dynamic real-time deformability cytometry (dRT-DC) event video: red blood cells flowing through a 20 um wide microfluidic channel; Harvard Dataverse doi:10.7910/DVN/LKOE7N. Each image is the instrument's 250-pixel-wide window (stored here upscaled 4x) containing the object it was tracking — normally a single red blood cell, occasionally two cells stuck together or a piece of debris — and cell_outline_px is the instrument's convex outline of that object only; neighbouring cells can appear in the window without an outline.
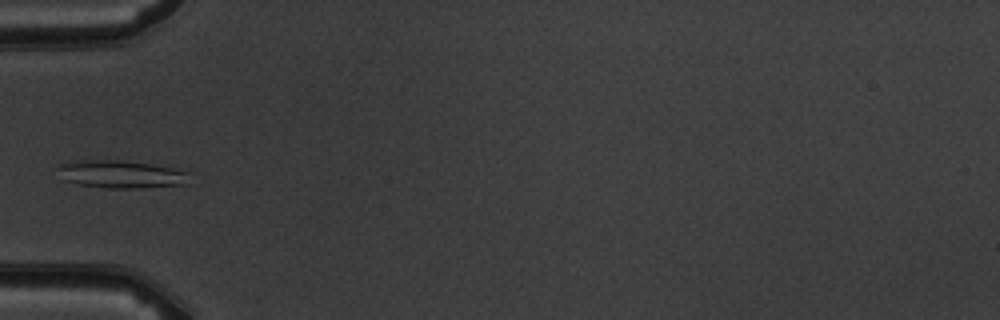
{"species": "common noctule bat (a hibernating species)", "species_latin": "Nyctalus noctula", "temperature_condition": "warm", "stored_images_in_passage": 5, "camera_frame_rate_fps": 3000, "um_per_image_px": 0.085, "animal": {"sex": "male", "body_mass_g": 19.5, "forearm_length_mm": 54.6}, "frame": {"image": 1, "passage_image": 5, "time_ms": 6.0, "image_size_px": [1000, 320], "cell_outline_px": [[188, 184], [136, 188], [108, 188], [80, 184], [60, 180], [60, 164], [76, 160], [120, 160], [148, 164], [172, 168], [188, 172]], "centroid_in_image_um": [10.26, 14.81], "position_along_channel_um": 74.7, "area_um2": 21.04}}